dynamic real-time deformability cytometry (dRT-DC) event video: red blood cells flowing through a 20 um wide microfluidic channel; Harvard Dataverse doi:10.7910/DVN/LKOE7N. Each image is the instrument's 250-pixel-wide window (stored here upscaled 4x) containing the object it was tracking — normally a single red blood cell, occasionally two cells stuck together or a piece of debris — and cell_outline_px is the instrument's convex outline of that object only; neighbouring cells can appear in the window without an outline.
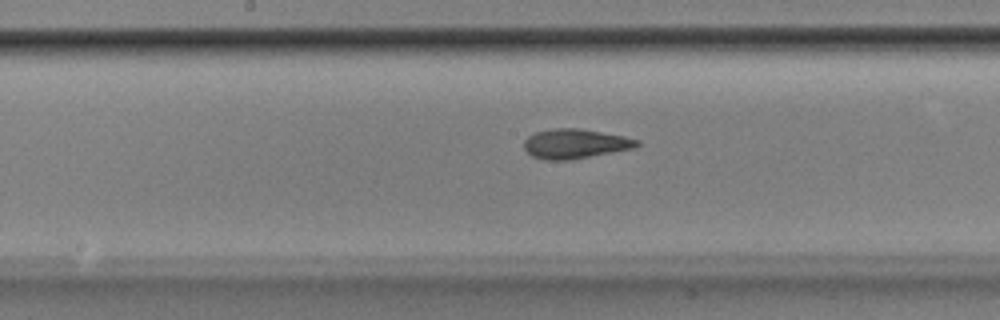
{"species": "Egyptian fruit bat (a non-hibernating species)", "species_latin": "Rousettus aegyptiacus", "temperature_condition": "room temperature", "stored_images_in_passage": 52, "camera_frame_rate_fps": 3000, "um_per_image_px": 0.085, "animal": {"sex": "male"}, "frame": {"image": 1, "passage_image": 27, "time_ms": 8.667, "image_size_px": [1000, 320], "cell_outline_px": [[640, 144], [636, 148], [572, 160], [544, 160], [532, 156], [524, 148], [524, 140], [528, 136], [536, 132], [556, 128], [580, 128], [624, 136], [640, 140]], "centroid_in_image_um": [48.92, 12.23], "position_along_channel_um": 199.3, "area_um2": 19.65}}
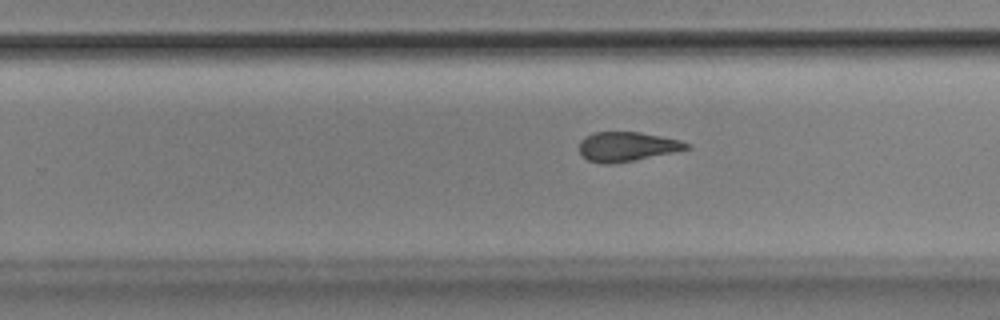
{"frame": {"image": 2, "passage_image": 33, "time_ms": 10.667, "image_size_px": [1000, 320], "cell_outline_px": [[692, 148], [676, 152], [632, 160], [608, 164], [604, 164], [588, 160], [580, 152], [580, 140], [584, 136], [592, 132], [640, 132], [680, 140], [692, 144]], "centroid_in_image_um": [53.32, 12.44], "position_along_channel_um": 276.5, "area_um2": 18.38}}
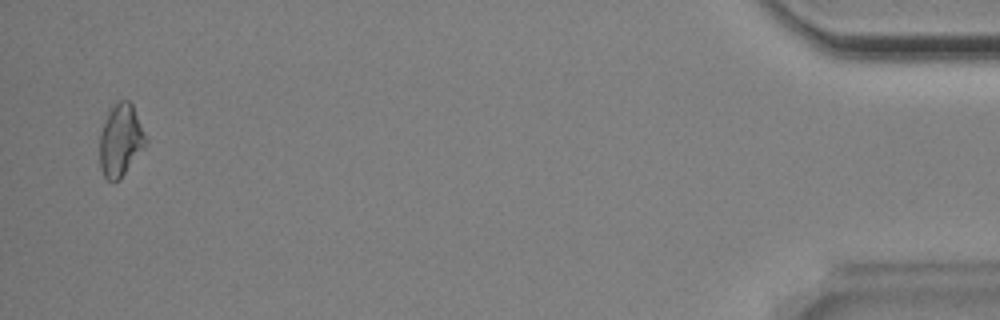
{"frame": {"image": 3, "passage_image": 51, "time_ms": 16.667, "image_size_px": [1000, 320], "cell_outline_px": [[148, 144], [120, 180], [108, 180], [104, 176], [100, 168], [100, 132], [108, 112], [112, 104], [120, 100], [128, 100], [132, 104], [148, 140]], "centroid_in_image_um": [10.27, 11.93], "position_along_channel_um": 424.9, "area_um2": 19.59}, "authors_computed_cell_mechanics": {"area_um2": 19.3919, "velocity_mm_per_s": 3.8829, "shape_relaxation_time_tau1_ms": 8.4003, "shape_relaxation_time_tau2_ms": 3.4116, "deformation_change_tau1": 0.137, "deformation_change_tau2": 0.0925}}